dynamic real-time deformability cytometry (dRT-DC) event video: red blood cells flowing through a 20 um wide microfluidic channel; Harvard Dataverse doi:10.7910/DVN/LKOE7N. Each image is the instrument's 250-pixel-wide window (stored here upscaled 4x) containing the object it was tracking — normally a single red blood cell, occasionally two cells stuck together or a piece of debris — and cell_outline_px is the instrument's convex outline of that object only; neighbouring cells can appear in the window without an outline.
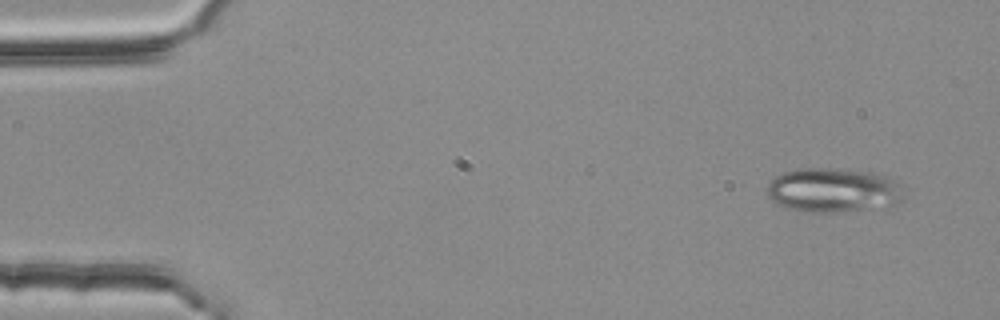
{"species": "common noctule bat (a hibernating species)", "species_latin": "Nyctalus noctula", "temperature_condition": "room temperature", "stored_images_in_passage": 3, "camera_frame_rate_fps": 3000, "um_per_image_px": 0.085, "animal": {"sex": "female", "body_mass_g": 25.1}, "frame": {"image": 1, "passage_image": 1, "time_ms": 0.0, "image_size_px": [1000, 320], "cell_outline_px": [[904, 200], [884, 212], [808, 212], [788, 208], [776, 204], [768, 196], [768, 184], [776, 176], [784, 172], [804, 168], [828, 168], [872, 172], [888, 176], [896, 180], [900, 184]], "centroid_in_image_um": [70.97, 16.22], "position_along_channel_um": 14.0, "area_um2": 36.53}}